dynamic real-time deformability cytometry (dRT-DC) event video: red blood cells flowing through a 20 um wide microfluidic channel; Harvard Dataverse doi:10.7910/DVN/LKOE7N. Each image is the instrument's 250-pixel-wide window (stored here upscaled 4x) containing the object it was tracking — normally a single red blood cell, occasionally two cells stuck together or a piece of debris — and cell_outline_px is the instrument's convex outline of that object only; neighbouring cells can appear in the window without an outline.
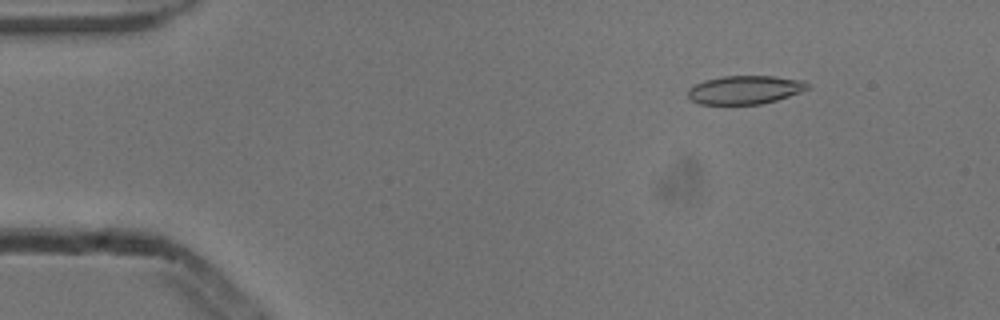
{"species": "common noctule bat (a hibernating species)", "species_latin": "Nyctalus noctula", "temperature_condition": "cold", "stored_images_in_passage": 16, "camera_frame_rate_fps": 3000, "um_per_image_px": 0.085, "animal": {"sex": "male", "body_mass_g": 13.3}, "frame": {"image": 1, "passage_image": 7, "time_ms": 2.0, "image_size_px": [1000, 320], "cell_outline_px": [[808, 88], [800, 92], [776, 100], [760, 104], [700, 104], [692, 100], [688, 96], [688, 88], [704, 80], [720, 76], [772, 76], [804, 80], [808, 84]], "centroid_in_image_um": [63.3, 7.63], "position_along_channel_um": 21.7, "area_um2": 19.77}}